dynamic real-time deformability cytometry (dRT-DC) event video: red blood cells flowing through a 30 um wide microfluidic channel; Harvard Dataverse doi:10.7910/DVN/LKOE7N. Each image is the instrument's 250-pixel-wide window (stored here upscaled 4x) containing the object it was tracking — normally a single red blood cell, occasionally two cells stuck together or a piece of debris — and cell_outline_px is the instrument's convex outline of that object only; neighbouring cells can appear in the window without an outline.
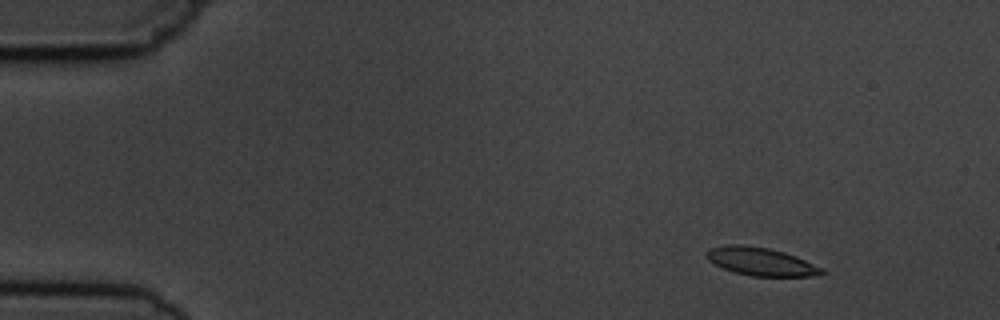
{"species": "common noctule bat (a hibernating species)", "species_latin": "Nyctalus noctula", "temperature_condition": "cold", "stored_images_in_passage": 4, "camera_frame_rate_fps": 3000, "um_per_image_px": 0.085, "animal": {"sex": "male", "body_mass_g": 19.5, "forearm_length_mm": 54.6}, "frame": {"image": 1, "passage_image": 1, "time_ms": 0.0, "image_size_px": [1000, 320], "cell_outline_px": [[828, 272], [820, 276], [752, 276], [736, 272], [724, 268], [708, 260], [704, 256], [704, 252], [712, 248], [728, 244], [740, 244], [768, 248], [784, 252], [796, 256], [824, 268]], "centroid_in_image_um": [64.73, 22.23], "position_along_channel_um": 20.3, "area_um2": 18.96}}
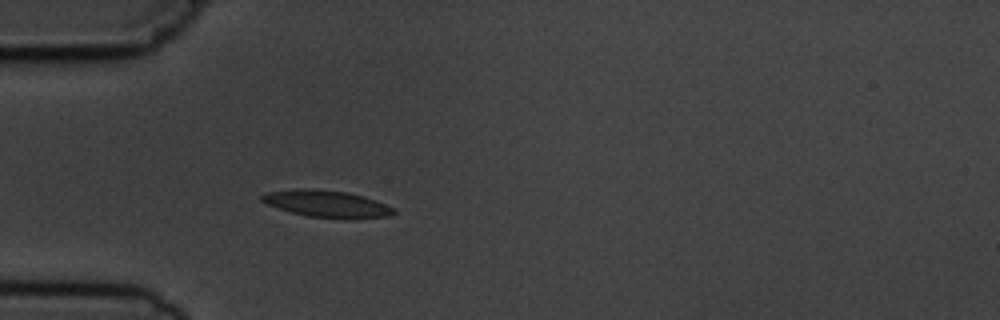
{"frame": {"image": 2, "passage_image": 4, "time_ms": 3.333, "image_size_px": [1000, 320], "cell_outline_px": [[396, 212], [392, 216], [348, 220], [308, 216], [292, 212], [268, 204], [260, 200], [260, 196], [264, 192], [300, 188], [308, 188], [348, 192], [364, 196], [376, 200], [396, 208]], "centroid_in_image_um": [27.85, 17.33], "position_along_channel_um": 57.2, "area_um2": 21.1}}